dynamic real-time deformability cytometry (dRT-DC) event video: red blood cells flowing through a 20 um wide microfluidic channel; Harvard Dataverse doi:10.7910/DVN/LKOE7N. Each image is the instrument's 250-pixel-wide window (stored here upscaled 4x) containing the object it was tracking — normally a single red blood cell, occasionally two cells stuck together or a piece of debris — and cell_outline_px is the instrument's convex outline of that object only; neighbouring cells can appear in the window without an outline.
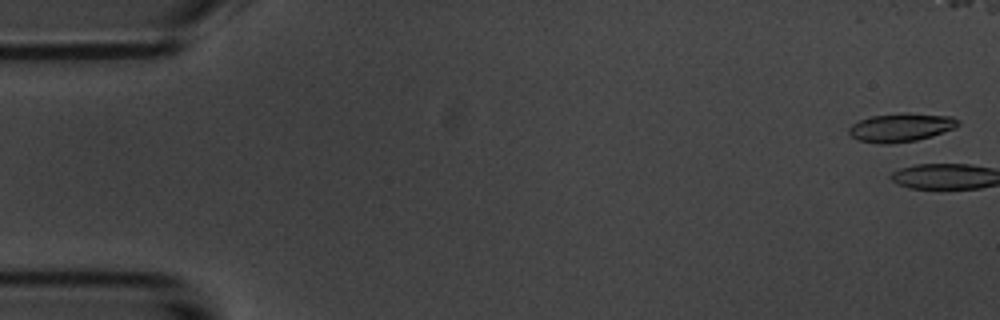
{"species": "common noctule bat (a hibernating species)", "species_latin": "Nyctalus noctula", "temperature_condition": "room temperature", "stored_images_in_passage": 5, "camera_frame_rate_fps": 3000, "um_per_image_px": 0.085, "animal": {"sex": "male", "body_mass_g": 20.1, "forearm_length_mm": 53.5}, "frame": {"image": 1, "passage_image": 1, "time_ms": 0.0, "image_size_px": [1000, 320], "cell_outline_px": [[960, 124], [956, 128], [932, 136], [916, 140], [892, 144], [880, 144], [860, 140], [852, 136], [848, 132], [848, 128], [852, 124], [860, 120], [872, 116], [904, 112], [908, 112], [952, 116], [960, 120]], "centroid_in_image_um": [76.63, 10.82], "position_along_channel_um": 8.4, "area_um2": 18.38}}